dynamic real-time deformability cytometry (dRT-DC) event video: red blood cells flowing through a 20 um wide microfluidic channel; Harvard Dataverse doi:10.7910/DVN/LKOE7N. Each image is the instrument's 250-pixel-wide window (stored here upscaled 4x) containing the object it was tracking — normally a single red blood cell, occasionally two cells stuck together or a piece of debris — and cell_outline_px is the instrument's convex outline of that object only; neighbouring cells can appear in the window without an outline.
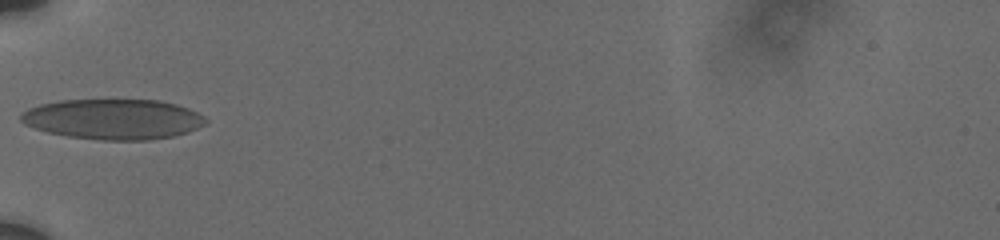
{"species": "human", "species_latin": "Homo sapiens", "temperature_condition": "cold", "stored_images_in_passage": 21, "camera_frame_rate_fps": 3000, "um_per_image_px": 0.085, "donor": {"sex": "male"}, "frame": {"image": 1, "passage_image": 1, "time_ms": 0.0, "image_size_px": [1000, 240], "cell_outline_px": [[208, 124], [188, 132], [172, 136], [148, 140], [100, 140], [68, 136], [48, 132], [24, 124], [20, 120], [20, 116], [28, 108], [40, 104], [60, 100], [160, 100], [176, 104], [188, 108], [204, 116], [208, 120]], "centroid_in_image_um": [9.65, 10.13], "position_along_channel_um": 75.3, "area_um2": 43.47}}
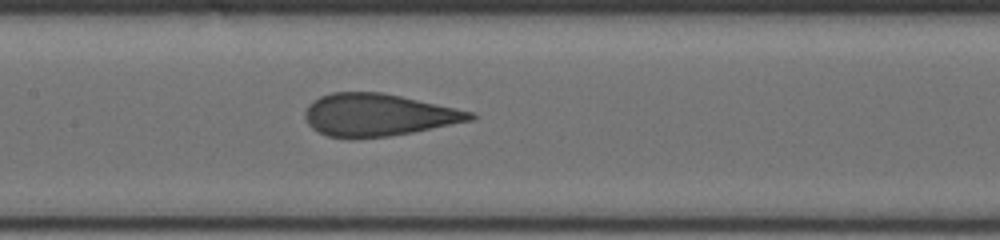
{"frame": {"image": 2, "passage_image": 15, "time_ms": 2.667, "image_size_px": [1000, 240], "cell_outline_px": [[476, 116], [472, 120], [412, 132], [388, 136], [328, 136], [312, 128], [308, 124], [304, 116], [304, 112], [308, 104], [312, 100], [320, 96], [332, 92], [380, 92], [400, 96], [472, 112]], "centroid_in_image_um": [32.09, 9.74], "position_along_channel_um": 175.3, "area_um2": 39.82}}
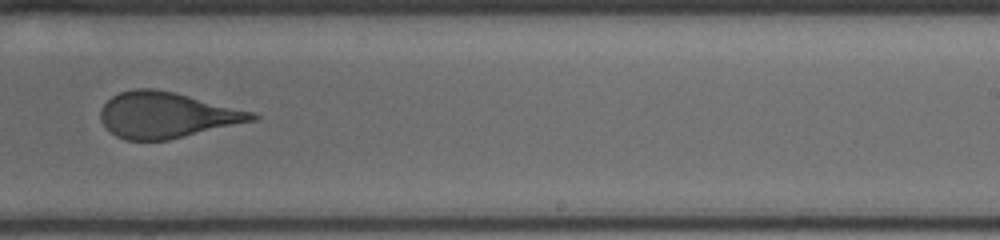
{"frame": {"image": 3, "passage_image": 19, "time_ms": 5.333, "image_size_px": [1000, 240], "cell_outline_px": [[260, 116], [256, 120], [168, 140], [124, 140], [116, 136], [100, 120], [100, 108], [112, 96], [120, 92], [132, 88], [152, 88], [176, 92], [256, 112]], "centroid_in_image_um": [14.18, 9.76], "position_along_channel_um": 274.8, "area_um2": 40.69}}